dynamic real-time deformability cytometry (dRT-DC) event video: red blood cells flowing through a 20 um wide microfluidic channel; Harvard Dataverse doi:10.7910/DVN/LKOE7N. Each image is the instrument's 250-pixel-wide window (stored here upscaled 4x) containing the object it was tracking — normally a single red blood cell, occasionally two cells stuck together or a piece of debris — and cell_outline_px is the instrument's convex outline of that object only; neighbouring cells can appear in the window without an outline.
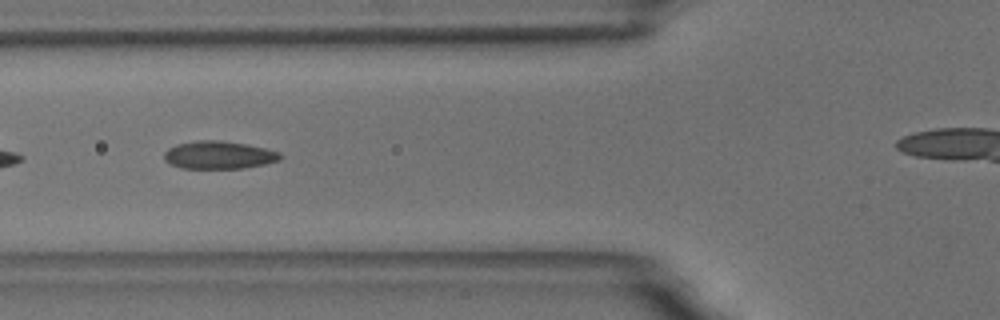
{"species": "common noctule bat (a hibernating species)", "species_latin": "Nyctalus noctula", "temperature_condition": "room temperature", "stored_images_in_passage": 7, "camera_frame_rate_fps": 3000, "um_per_image_px": 0.085, "animal": {"sex": "male", "body_mass_g": 18.8}, "frame": {"image": 1, "passage_image": 5, "time_ms": 1.333, "image_size_px": [1000, 320], "cell_outline_px": [[284, 156], [280, 160], [264, 164], [244, 168], [180, 168], [164, 160], [164, 152], [168, 148], [176, 144], [196, 140], [220, 140], [248, 144], [280, 152]], "centroid_in_image_um": [18.61, 13.17], "position_along_channel_um": 107.2, "area_um2": 18.96}}